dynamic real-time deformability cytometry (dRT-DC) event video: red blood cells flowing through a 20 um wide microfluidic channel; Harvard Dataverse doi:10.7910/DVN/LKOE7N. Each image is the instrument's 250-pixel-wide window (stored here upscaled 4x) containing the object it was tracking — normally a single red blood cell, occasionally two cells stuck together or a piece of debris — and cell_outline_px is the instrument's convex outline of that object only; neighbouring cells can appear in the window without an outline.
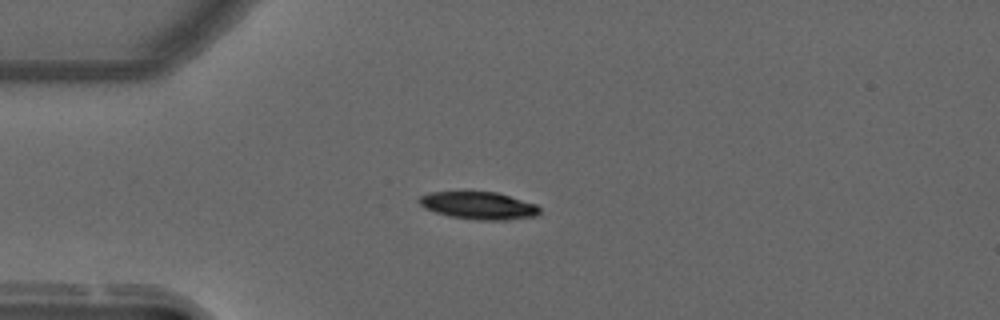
{"species": "common noctule bat (a hibernating species)", "species_latin": "Nyctalus noctula", "temperature_condition": "warm", "stored_images_in_passage": 35, "camera_frame_rate_fps": 3000, "um_per_image_px": 0.085, "animal": {"sex": "male", "forearm_length_mm": 52.5}, "frame": {"image": 1, "passage_image": 14, "time_ms": 4.333, "image_size_px": [1000, 320], "cell_outline_px": [[540, 212], [536, 216], [504, 220], [480, 220], [448, 216], [424, 208], [416, 200], [420, 196], [428, 192], [468, 188], [496, 192], [536, 204], [540, 208]], "centroid_in_image_um": [40.6, 17.41], "position_along_channel_um": 44.4, "area_um2": 20.23}}